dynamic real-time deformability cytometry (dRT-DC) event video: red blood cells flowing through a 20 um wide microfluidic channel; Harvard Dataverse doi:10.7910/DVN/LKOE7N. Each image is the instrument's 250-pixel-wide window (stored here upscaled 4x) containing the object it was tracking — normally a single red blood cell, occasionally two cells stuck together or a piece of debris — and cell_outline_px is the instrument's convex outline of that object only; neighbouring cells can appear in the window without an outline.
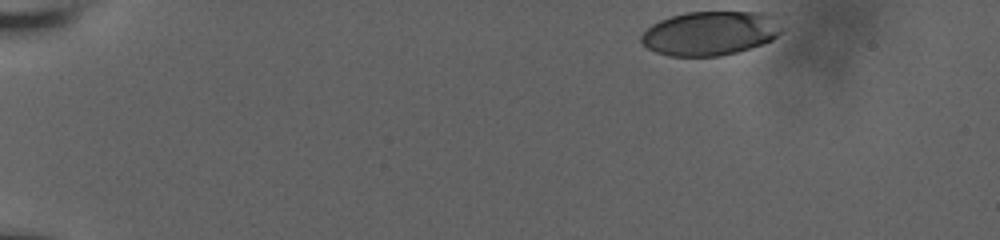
{"species": "human", "species_latin": "Homo sapiens", "temperature_condition": "room temperature", "stored_images_in_passage": 41, "camera_frame_rate_fps": 3000, "um_per_image_px": 0.085, "donor": {"sex": "male"}, "frame": {"image": 1, "passage_image": 1, "time_ms": 0.0, "image_size_px": [1000, 240], "cell_outline_px": [[788, 28], [784, 32], [772, 40], [736, 52], [720, 56], [668, 56], [656, 52], [648, 48], [640, 40], [640, 36], [652, 24], [660, 20], [672, 16], [688, 12], [772, 12]], "centroid_in_image_um": [60.48, 2.81], "position_along_channel_um": 24.5, "area_um2": 36.7}}
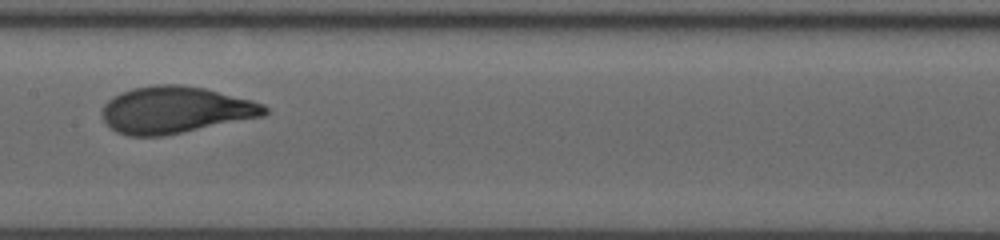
{"frame": {"image": 2, "passage_image": 24, "time_ms": 7.667, "image_size_px": [1000, 240], "cell_outline_px": [[268, 112], [264, 116], [164, 136], [128, 136], [116, 132], [104, 120], [100, 112], [104, 104], [108, 100], [120, 92], [132, 88], [156, 84], [180, 84], [204, 88], [252, 100], [264, 104], [268, 108]], "centroid_in_image_um": [14.89, 9.34], "position_along_channel_um": 192.5, "area_um2": 44.51}}
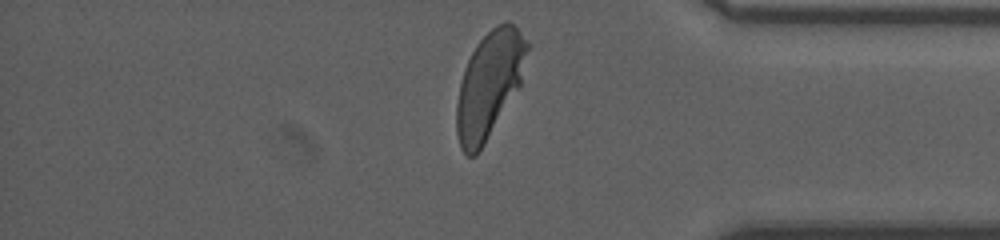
{"frame": {"image": 3, "passage_image": 41, "time_ms": 13.333, "image_size_px": [1000, 240], "cell_outline_px": [[528, 48], [520, 88], [484, 144], [476, 156], [468, 156], [460, 148], [456, 132], [456, 104], [460, 84], [464, 68], [476, 44], [496, 24], [504, 20], [508, 20], [516, 28], [528, 44]], "centroid_in_image_um": [41.58, 7.21], "position_along_channel_um": 393.6, "area_um2": 43.58}, "authors_computed_cell_mechanics": {"area_um2": 42.5986, "velocity_mm_per_s": 3.8013, "shape_relaxation_time_tau1_ms": 3.1314, "shape_relaxation_time_tau2_ms": null, "deformation_change_tau1": 0.1675, "deformation_change_tau2": null}}